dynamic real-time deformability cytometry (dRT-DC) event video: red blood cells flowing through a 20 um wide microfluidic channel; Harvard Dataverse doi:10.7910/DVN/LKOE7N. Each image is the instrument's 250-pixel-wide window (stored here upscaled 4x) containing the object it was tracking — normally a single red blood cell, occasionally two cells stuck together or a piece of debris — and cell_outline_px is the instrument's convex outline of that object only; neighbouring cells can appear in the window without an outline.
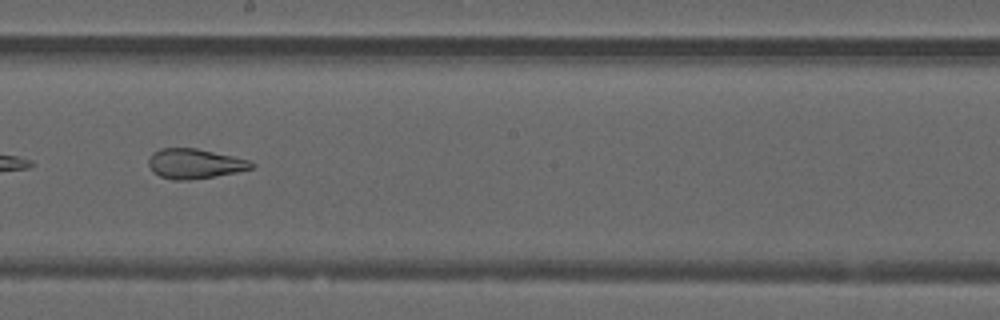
{"species": "common noctule bat (a hibernating species)", "species_latin": "Nyctalus noctula", "temperature_condition": "warm", "stored_images_in_passage": 39, "camera_frame_rate_fps": 3000, "um_per_image_px": 0.085, "animal": {"sex": "male", "forearm_length_mm": 52.5}, "frame": {"image": 1, "passage_image": 17, "time_ms": 5.333, "image_size_px": [1000, 320], "cell_outline_px": [[256, 164], [252, 168], [236, 172], [216, 176], [188, 180], [172, 180], [160, 176], [152, 172], [148, 164], [148, 160], [152, 152], [160, 148], [196, 148], [232, 156], [248, 160]], "centroid_in_image_um": [16.51, 13.91], "position_along_channel_um": 231.7, "area_um2": 17.92}, "authors_computed_cell_mechanics": {"area_um2": 20.3456, "velocity_mm_per_s": 4.0265, "shape_relaxation_time_tau1_ms": null, "shape_relaxation_time_tau2_ms": 1.796, "deformation_change_tau1": null, "deformation_change_tau2": 0.0983}}